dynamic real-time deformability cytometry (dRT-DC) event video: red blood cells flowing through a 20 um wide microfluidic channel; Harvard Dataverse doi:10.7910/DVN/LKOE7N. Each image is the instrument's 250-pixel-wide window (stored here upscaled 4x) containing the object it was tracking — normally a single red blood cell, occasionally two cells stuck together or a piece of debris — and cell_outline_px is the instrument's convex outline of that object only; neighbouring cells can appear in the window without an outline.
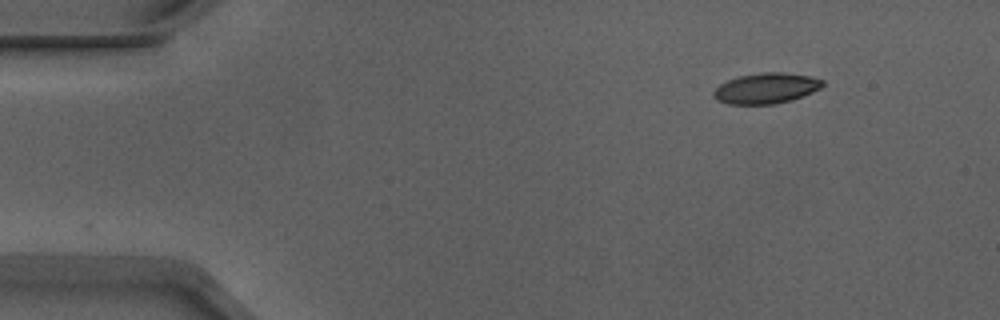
{"species": "Egyptian fruit bat (a non-hibernating species)", "species_latin": "Rousettus aegyptiacus", "temperature_condition": "warm", "stored_images_in_passage": 15, "camera_frame_rate_fps": 3000, "um_per_image_px": 0.085, "animal": {"sex": "male"}, "frame": {"image": 1, "passage_image": 1, "time_ms": 0.0, "image_size_px": [1000, 320], "cell_outline_px": [[824, 84], [820, 88], [812, 92], [792, 100], [776, 104], [728, 104], [716, 100], [712, 96], [712, 92], [720, 84], [728, 80], [740, 76], [760, 72], [784, 72], [808, 76], [824, 80]], "centroid_in_image_um": [65.1, 7.51], "position_along_channel_um": 19.9, "area_um2": 19.48}}
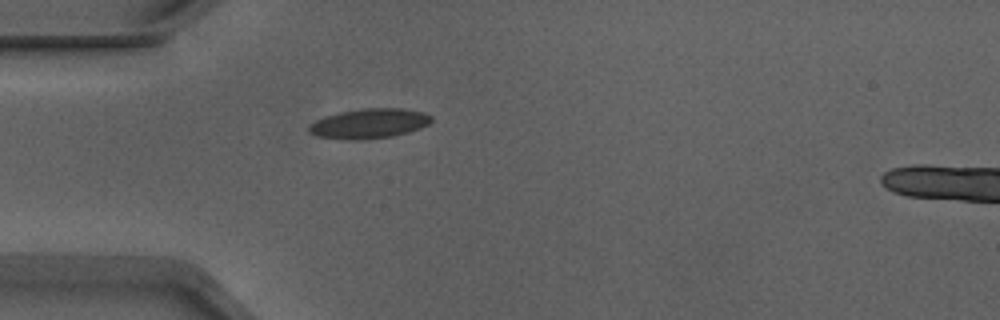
{"frame": {"image": 2, "passage_image": 10, "time_ms": 3.0, "image_size_px": [1000, 320], "cell_outline_px": [[432, 120], [428, 124], [420, 128], [408, 132], [392, 136], [364, 140], [348, 140], [316, 136], [308, 132], [308, 128], [316, 120], [324, 116], [340, 112], [364, 108], [404, 108], [424, 112], [432, 116]], "centroid_in_image_um": [31.39, 10.5], "position_along_channel_um": 53.6, "area_um2": 21.39}}